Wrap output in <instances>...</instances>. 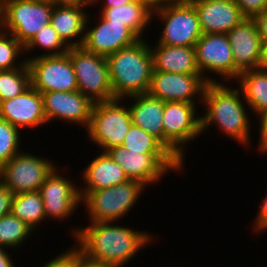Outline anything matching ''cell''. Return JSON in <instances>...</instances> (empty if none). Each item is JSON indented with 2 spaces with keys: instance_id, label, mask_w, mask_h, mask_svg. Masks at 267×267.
Segmentation results:
<instances>
[{
  "instance_id": "33",
  "label": "cell",
  "mask_w": 267,
  "mask_h": 267,
  "mask_svg": "<svg viewBox=\"0 0 267 267\" xmlns=\"http://www.w3.org/2000/svg\"><path fill=\"white\" fill-rule=\"evenodd\" d=\"M21 130L0 118V168L19 154Z\"/></svg>"
},
{
  "instance_id": "40",
  "label": "cell",
  "mask_w": 267,
  "mask_h": 267,
  "mask_svg": "<svg viewBox=\"0 0 267 267\" xmlns=\"http://www.w3.org/2000/svg\"><path fill=\"white\" fill-rule=\"evenodd\" d=\"M142 4L146 5L152 12L166 7L172 3L178 2L180 0H139Z\"/></svg>"
},
{
  "instance_id": "2",
  "label": "cell",
  "mask_w": 267,
  "mask_h": 267,
  "mask_svg": "<svg viewBox=\"0 0 267 267\" xmlns=\"http://www.w3.org/2000/svg\"><path fill=\"white\" fill-rule=\"evenodd\" d=\"M227 86L223 82L208 83L205 87L201 104L206 108L201 116V133L203 134L212 125L222 130L224 135L236 140L243 146L250 145L251 115L245 106L239 88ZM245 102V103H244Z\"/></svg>"
},
{
  "instance_id": "22",
  "label": "cell",
  "mask_w": 267,
  "mask_h": 267,
  "mask_svg": "<svg viewBox=\"0 0 267 267\" xmlns=\"http://www.w3.org/2000/svg\"><path fill=\"white\" fill-rule=\"evenodd\" d=\"M132 124L137 125L153 135L164 145L163 111L164 102L152 97L149 93L128 96Z\"/></svg>"
},
{
  "instance_id": "16",
  "label": "cell",
  "mask_w": 267,
  "mask_h": 267,
  "mask_svg": "<svg viewBox=\"0 0 267 267\" xmlns=\"http://www.w3.org/2000/svg\"><path fill=\"white\" fill-rule=\"evenodd\" d=\"M56 168L40 187L46 219L64 220L72 217L81 203L79 187Z\"/></svg>"
},
{
  "instance_id": "13",
  "label": "cell",
  "mask_w": 267,
  "mask_h": 267,
  "mask_svg": "<svg viewBox=\"0 0 267 267\" xmlns=\"http://www.w3.org/2000/svg\"><path fill=\"white\" fill-rule=\"evenodd\" d=\"M31 86L40 93L78 91L76 75L68 53L29 58Z\"/></svg>"
},
{
  "instance_id": "23",
  "label": "cell",
  "mask_w": 267,
  "mask_h": 267,
  "mask_svg": "<svg viewBox=\"0 0 267 267\" xmlns=\"http://www.w3.org/2000/svg\"><path fill=\"white\" fill-rule=\"evenodd\" d=\"M154 46L150 44L153 71L201 74L197 66L194 47L165 44H155Z\"/></svg>"
},
{
  "instance_id": "3",
  "label": "cell",
  "mask_w": 267,
  "mask_h": 267,
  "mask_svg": "<svg viewBox=\"0 0 267 267\" xmlns=\"http://www.w3.org/2000/svg\"><path fill=\"white\" fill-rule=\"evenodd\" d=\"M143 37L134 45L123 48L106 57L109 77L115 99L149 92L153 57L150 44Z\"/></svg>"
},
{
  "instance_id": "24",
  "label": "cell",
  "mask_w": 267,
  "mask_h": 267,
  "mask_svg": "<svg viewBox=\"0 0 267 267\" xmlns=\"http://www.w3.org/2000/svg\"><path fill=\"white\" fill-rule=\"evenodd\" d=\"M80 174H83L85 184L79 186V191L101 190L129 180L124 170L103 151L93 158Z\"/></svg>"
},
{
  "instance_id": "41",
  "label": "cell",
  "mask_w": 267,
  "mask_h": 267,
  "mask_svg": "<svg viewBox=\"0 0 267 267\" xmlns=\"http://www.w3.org/2000/svg\"><path fill=\"white\" fill-rule=\"evenodd\" d=\"M0 267H15L8 249L0 247Z\"/></svg>"
},
{
  "instance_id": "31",
  "label": "cell",
  "mask_w": 267,
  "mask_h": 267,
  "mask_svg": "<svg viewBox=\"0 0 267 267\" xmlns=\"http://www.w3.org/2000/svg\"><path fill=\"white\" fill-rule=\"evenodd\" d=\"M30 85L27 62L21 68L0 71V102L19 96Z\"/></svg>"
},
{
  "instance_id": "18",
  "label": "cell",
  "mask_w": 267,
  "mask_h": 267,
  "mask_svg": "<svg viewBox=\"0 0 267 267\" xmlns=\"http://www.w3.org/2000/svg\"><path fill=\"white\" fill-rule=\"evenodd\" d=\"M234 57V81L241 72L259 68L262 40L254 18H244L227 33Z\"/></svg>"
},
{
  "instance_id": "20",
  "label": "cell",
  "mask_w": 267,
  "mask_h": 267,
  "mask_svg": "<svg viewBox=\"0 0 267 267\" xmlns=\"http://www.w3.org/2000/svg\"><path fill=\"white\" fill-rule=\"evenodd\" d=\"M198 15L203 34H227L246 18L234 0H189Z\"/></svg>"
},
{
  "instance_id": "15",
  "label": "cell",
  "mask_w": 267,
  "mask_h": 267,
  "mask_svg": "<svg viewBox=\"0 0 267 267\" xmlns=\"http://www.w3.org/2000/svg\"><path fill=\"white\" fill-rule=\"evenodd\" d=\"M98 17V23L95 27L90 25L93 27L89 28L88 24L92 20L88 14L82 43L85 50L107 57L120 49L134 45L140 40L125 23H111L101 13Z\"/></svg>"
},
{
  "instance_id": "43",
  "label": "cell",
  "mask_w": 267,
  "mask_h": 267,
  "mask_svg": "<svg viewBox=\"0 0 267 267\" xmlns=\"http://www.w3.org/2000/svg\"><path fill=\"white\" fill-rule=\"evenodd\" d=\"M81 267H120L112 264L97 263L91 261L83 256L82 266Z\"/></svg>"
},
{
  "instance_id": "27",
  "label": "cell",
  "mask_w": 267,
  "mask_h": 267,
  "mask_svg": "<svg viewBox=\"0 0 267 267\" xmlns=\"http://www.w3.org/2000/svg\"><path fill=\"white\" fill-rule=\"evenodd\" d=\"M10 213L25 222L35 232L39 224L46 220L44 203L39 191L15 194Z\"/></svg>"
},
{
  "instance_id": "21",
  "label": "cell",
  "mask_w": 267,
  "mask_h": 267,
  "mask_svg": "<svg viewBox=\"0 0 267 267\" xmlns=\"http://www.w3.org/2000/svg\"><path fill=\"white\" fill-rule=\"evenodd\" d=\"M86 6L90 5L85 3L54 4L50 24L69 48L82 46L89 14Z\"/></svg>"
},
{
  "instance_id": "44",
  "label": "cell",
  "mask_w": 267,
  "mask_h": 267,
  "mask_svg": "<svg viewBox=\"0 0 267 267\" xmlns=\"http://www.w3.org/2000/svg\"><path fill=\"white\" fill-rule=\"evenodd\" d=\"M259 68L267 71V42H262V58Z\"/></svg>"
},
{
  "instance_id": "25",
  "label": "cell",
  "mask_w": 267,
  "mask_h": 267,
  "mask_svg": "<svg viewBox=\"0 0 267 267\" xmlns=\"http://www.w3.org/2000/svg\"><path fill=\"white\" fill-rule=\"evenodd\" d=\"M98 12L111 23H125L140 39L153 20V12L139 0L121 6L101 8Z\"/></svg>"
},
{
  "instance_id": "37",
  "label": "cell",
  "mask_w": 267,
  "mask_h": 267,
  "mask_svg": "<svg viewBox=\"0 0 267 267\" xmlns=\"http://www.w3.org/2000/svg\"><path fill=\"white\" fill-rule=\"evenodd\" d=\"M252 225L253 232L261 233L267 229V195L262 198L260 209L258 210L257 217L254 219ZM259 231V232H258Z\"/></svg>"
},
{
  "instance_id": "38",
  "label": "cell",
  "mask_w": 267,
  "mask_h": 267,
  "mask_svg": "<svg viewBox=\"0 0 267 267\" xmlns=\"http://www.w3.org/2000/svg\"><path fill=\"white\" fill-rule=\"evenodd\" d=\"M14 194L0 181V217L10 214Z\"/></svg>"
},
{
  "instance_id": "28",
  "label": "cell",
  "mask_w": 267,
  "mask_h": 267,
  "mask_svg": "<svg viewBox=\"0 0 267 267\" xmlns=\"http://www.w3.org/2000/svg\"><path fill=\"white\" fill-rule=\"evenodd\" d=\"M32 233L34 230L30 226L11 213L0 217V247H21Z\"/></svg>"
},
{
  "instance_id": "29",
  "label": "cell",
  "mask_w": 267,
  "mask_h": 267,
  "mask_svg": "<svg viewBox=\"0 0 267 267\" xmlns=\"http://www.w3.org/2000/svg\"><path fill=\"white\" fill-rule=\"evenodd\" d=\"M45 49L48 53H43L40 55H35V57H28L27 52H33L35 48ZM69 47L64 43V41L57 34V31L52 27L51 24H48L43 27L41 31L35 34V36L24 46V53L26 61L29 58H37L41 56H57L67 53Z\"/></svg>"
},
{
  "instance_id": "32",
  "label": "cell",
  "mask_w": 267,
  "mask_h": 267,
  "mask_svg": "<svg viewBox=\"0 0 267 267\" xmlns=\"http://www.w3.org/2000/svg\"><path fill=\"white\" fill-rule=\"evenodd\" d=\"M21 54H25L24 46L11 33L0 28V71L21 68L27 62L25 58L22 60Z\"/></svg>"
},
{
  "instance_id": "26",
  "label": "cell",
  "mask_w": 267,
  "mask_h": 267,
  "mask_svg": "<svg viewBox=\"0 0 267 267\" xmlns=\"http://www.w3.org/2000/svg\"><path fill=\"white\" fill-rule=\"evenodd\" d=\"M248 109L257 114L267 108V71L260 68L241 72L235 80Z\"/></svg>"
},
{
  "instance_id": "46",
  "label": "cell",
  "mask_w": 267,
  "mask_h": 267,
  "mask_svg": "<svg viewBox=\"0 0 267 267\" xmlns=\"http://www.w3.org/2000/svg\"><path fill=\"white\" fill-rule=\"evenodd\" d=\"M85 4L92 5L96 0H82Z\"/></svg>"
},
{
  "instance_id": "9",
  "label": "cell",
  "mask_w": 267,
  "mask_h": 267,
  "mask_svg": "<svg viewBox=\"0 0 267 267\" xmlns=\"http://www.w3.org/2000/svg\"><path fill=\"white\" fill-rule=\"evenodd\" d=\"M106 152L124 170L128 179L146 186L158 184L166 173L178 174L184 170V165L173 154H142L122 146L112 147Z\"/></svg>"
},
{
  "instance_id": "17",
  "label": "cell",
  "mask_w": 267,
  "mask_h": 267,
  "mask_svg": "<svg viewBox=\"0 0 267 267\" xmlns=\"http://www.w3.org/2000/svg\"><path fill=\"white\" fill-rule=\"evenodd\" d=\"M41 96L47 123L57 119L88 129L95 104L90 98L80 91H53Z\"/></svg>"
},
{
  "instance_id": "1",
  "label": "cell",
  "mask_w": 267,
  "mask_h": 267,
  "mask_svg": "<svg viewBox=\"0 0 267 267\" xmlns=\"http://www.w3.org/2000/svg\"><path fill=\"white\" fill-rule=\"evenodd\" d=\"M117 223L96 222L73 228L74 245L91 261L124 267L139 251L153 243V236Z\"/></svg>"
},
{
  "instance_id": "11",
  "label": "cell",
  "mask_w": 267,
  "mask_h": 267,
  "mask_svg": "<svg viewBox=\"0 0 267 267\" xmlns=\"http://www.w3.org/2000/svg\"><path fill=\"white\" fill-rule=\"evenodd\" d=\"M57 166L51 159L23 151L0 168V181L14 195L37 192Z\"/></svg>"
},
{
  "instance_id": "14",
  "label": "cell",
  "mask_w": 267,
  "mask_h": 267,
  "mask_svg": "<svg viewBox=\"0 0 267 267\" xmlns=\"http://www.w3.org/2000/svg\"><path fill=\"white\" fill-rule=\"evenodd\" d=\"M208 82L201 74L153 71L149 94L163 102L202 103Z\"/></svg>"
},
{
  "instance_id": "36",
  "label": "cell",
  "mask_w": 267,
  "mask_h": 267,
  "mask_svg": "<svg viewBox=\"0 0 267 267\" xmlns=\"http://www.w3.org/2000/svg\"><path fill=\"white\" fill-rule=\"evenodd\" d=\"M258 119L259 120V143H258V147L257 150L261 152V154H266L267 152V108H265L264 110H262L261 112H259L257 114ZM260 117V118H259Z\"/></svg>"
},
{
  "instance_id": "35",
  "label": "cell",
  "mask_w": 267,
  "mask_h": 267,
  "mask_svg": "<svg viewBox=\"0 0 267 267\" xmlns=\"http://www.w3.org/2000/svg\"><path fill=\"white\" fill-rule=\"evenodd\" d=\"M234 2L247 18H254L267 9V0H234Z\"/></svg>"
},
{
  "instance_id": "39",
  "label": "cell",
  "mask_w": 267,
  "mask_h": 267,
  "mask_svg": "<svg viewBox=\"0 0 267 267\" xmlns=\"http://www.w3.org/2000/svg\"><path fill=\"white\" fill-rule=\"evenodd\" d=\"M262 42H267V9L254 17Z\"/></svg>"
},
{
  "instance_id": "30",
  "label": "cell",
  "mask_w": 267,
  "mask_h": 267,
  "mask_svg": "<svg viewBox=\"0 0 267 267\" xmlns=\"http://www.w3.org/2000/svg\"><path fill=\"white\" fill-rule=\"evenodd\" d=\"M121 146L142 154H172L157 138L135 124L129 128Z\"/></svg>"
},
{
  "instance_id": "8",
  "label": "cell",
  "mask_w": 267,
  "mask_h": 267,
  "mask_svg": "<svg viewBox=\"0 0 267 267\" xmlns=\"http://www.w3.org/2000/svg\"><path fill=\"white\" fill-rule=\"evenodd\" d=\"M67 53L74 68L78 91L94 103L115 99L106 57L89 52L82 46L71 47Z\"/></svg>"
},
{
  "instance_id": "7",
  "label": "cell",
  "mask_w": 267,
  "mask_h": 267,
  "mask_svg": "<svg viewBox=\"0 0 267 267\" xmlns=\"http://www.w3.org/2000/svg\"><path fill=\"white\" fill-rule=\"evenodd\" d=\"M196 103L164 102V146L183 164L185 149L191 141L200 137L201 116ZM197 112V113H196ZM197 114V115H196ZM189 142V143H188Z\"/></svg>"
},
{
  "instance_id": "12",
  "label": "cell",
  "mask_w": 267,
  "mask_h": 267,
  "mask_svg": "<svg viewBox=\"0 0 267 267\" xmlns=\"http://www.w3.org/2000/svg\"><path fill=\"white\" fill-rule=\"evenodd\" d=\"M194 48L198 69L208 83L219 81L211 74L218 75L220 79H224L222 82L227 81L226 84L230 85L228 81L233 82L234 57L227 34H202Z\"/></svg>"
},
{
  "instance_id": "45",
  "label": "cell",
  "mask_w": 267,
  "mask_h": 267,
  "mask_svg": "<svg viewBox=\"0 0 267 267\" xmlns=\"http://www.w3.org/2000/svg\"><path fill=\"white\" fill-rule=\"evenodd\" d=\"M53 3H84L82 0H51Z\"/></svg>"
},
{
  "instance_id": "19",
  "label": "cell",
  "mask_w": 267,
  "mask_h": 267,
  "mask_svg": "<svg viewBox=\"0 0 267 267\" xmlns=\"http://www.w3.org/2000/svg\"><path fill=\"white\" fill-rule=\"evenodd\" d=\"M0 118L20 130L45 125L41 93L30 85L19 96L0 102Z\"/></svg>"
},
{
  "instance_id": "42",
  "label": "cell",
  "mask_w": 267,
  "mask_h": 267,
  "mask_svg": "<svg viewBox=\"0 0 267 267\" xmlns=\"http://www.w3.org/2000/svg\"><path fill=\"white\" fill-rule=\"evenodd\" d=\"M133 0H96L92 6L95 4H97L98 2H102L103 4H100L102 6H100L101 8H108V7H116V6H121L123 4H127L132 2Z\"/></svg>"
},
{
  "instance_id": "10",
  "label": "cell",
  "mask_w": 267,
  "mask_h": 267,
  "mask_svg": "<svg viewBox=\"0 0 267 267\" xmlns=\"http://www.w3.org/2000/svg\"><path fill=\"white\" fill-rule=\"evenodd\" d=\"M163 24L156 44L194 47L202 33L195 7L189 0H180L153 11V18Z\"/></svg>"
},
{
  "instance_id": "34",
  "label": "cell",
  "mask_w": 267,
  "mask_h": 267,
  "mask_svg": "<svg viewBox=\"0 0 267 267\" xmlns=\"http://www.w3.org/2000/svg\"><path fill=\"white\" fill-rule=\"evenodd\" d=\"M65 250V252L44 263L42 267H81L83 261L81 250L76 245Z\"/></svg>"
},
{
  "instance_id": "4",
  "label": "cell",
  "mask_w": 267,
  "mask_h": 267,
  "mask_svg": "<svg viewBox=\"0 0 267 267\" xmlns=\"http://www.w3.org/2000/svg\"><path fill=\"white\" fill-rule=\"evenodd\" d=\"M146 187L140 181L129 179L109 188L79 192L89 222H119L137 204Z\"/></svg>"
},
{
  "instance_id": "6",
  "label": "cell",
  "mask_w": 267,
  "mask_h": 267,
  "mask_svg": "<svg viewBox=\"0 0 267 267\" xmlns=\"http://www.w3.org/2000/svg\"><path fill=\"white\" fill-rule=\"evenodd\" d=\"M122 99L94 104L87 131L90 142L101 151L121 146L132 125L129 106ZM123 104V105H122Z\"/></svg>"
},
{
  "instance_id": "5",
  "label": "cell",
  "mask_w": 267,
  "mask_h": 267,
  "mask_svg": "<svg viewBox=\"0 0 267 267\" xmlns=\"http://www.w3.org/2000/svg\"><path fill=\"white\" fill-rule=\"evenodd\" d=\"M54 4L51 0H0V28L25 46L50 24Z\"/></svg>"
}]
</instances>
